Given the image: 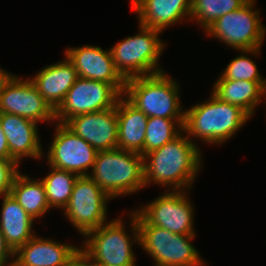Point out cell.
Here are the masks:
<instances>
[{"label":"cell","mask_w":266,"mask_h":266,"mask_svg":"<svg viewBox=\"0 0 266 266\" xmlns=\"http://www.w3.org/2000/svg\"><path fill=\"white\" fill-rule=\"evenodd\" d=\"M196 142L182 131L172 141L144 156L146 185L159 184L169 191L191 189L201 170L202 155Z\"/></svg>","instance_id":"obj_1"},{"label":"cell","mask_w":266,"mask_h":266,"mask_svg":"<svg viewBox=\"0 0 266 266\" xmlns=\"http://www.w3.org/2000/svg\"><path fill=\"white\" fill-rule=\"evenodd\" d=\"M206 102L184 110L183 132L190 139L220 145L232 138L252 118L239 106L219 100L212 93Z\"/></svg>","instance_id":"obj_2"},{"label":"cell","mask_w":266,"mask_h":266,"mask_svg":"<svg viewBox=\"0 0 266 266\" xmlns=\"http://www.w3.org/2000/svg\"><path fill=\"white\" fill-rule=\"evenodd\" d=\"M112 200L145 187L144 156L119 148L98 151L88 175Z\"/></svg>","instance_id":"obj_3"},{"label":"cell","mask_w":266,"mask_h":266,"mask_svg":"<svg viewBox=\"0 0 266 266\" xmlns=\"http://www.w3.org/2000/svg\"><path fill=\"white\" fill-rule=\"evenodd\" d=\"M180 85L166 71L126 80L123 96L148 117L184 120Z\"/></svg>","instance_id":"obj_4"},{"label":"cell","mask_w":266,"mask_h":266,"mask_svg":"<svg viewBox=\"0 0 266 266\" xmlns=\"http://www.w3.org/2000/svg\"><path fill=\"white\" fill-rule=\"evenodd\" d=\"M130 215L131 234L125 230L123 220L116 218L88 232L83 237L84 246L81 248L98 265L136 266L132 246L133 243L139 245V228L135 210L131 211Z\"/></svg>","instance_id":"obj_5"},{"label":"cell","mask_w":266,"mask_h":266,"mask_svg":"<svg viewBox=\"0 0 266 266\" xmlns=\"http://www.w3.org/2000/svg\"><path fill=\"white\" fill-rule=\"evenodd\" d=\"M160 34L159 30L139 25L138 34L122 39L109 49L114 67L125 81L164 72L158 67L166 46Z\"/></svg>","instance_id":"obj_6"},{"label":"cell","mask_w":266,"mask_h":266,"mask_svg":"<svg viewBox=\"0 0 266 266\" xmlns=\"http://www.w3.org/2000/svg\"><path fill=\"white\" fill-rule=\"evenodd\" d=\"M139 245L153 258L154 266H206L192 245L194 235L174 234L146 223L137 213Z\"/></svg>","instance_id":"obj_7"},{"label":"cell","mask_w":266,"mask_h":266,"mask_svg":"<svg viewBox=\"0 0 266 266\" xmlns=\"http://www.w3.org/2000/svg\"><path fill=\"white\" fill-rule=\"evenodd\" d=\"M255 2L249 0L240 9L219 17L205 31L206 36L216 38L236 51L262 47L266 27L261 23L260 11L254 7Z\"/></svg>","instance_id":"obj_8"},{"label":"cell","mask_w":266,"mask_h":266,"mask_svg":"<svg viewBox=\"0 0 266 266\" xmlns=\"http://www.w3.org/2000/svg\"><path fill=\"white\" fill-rule=\"evenodd\" d=\"M109 200L111 198L89 176H80L62 211L78 233L85 236L107 222Z\"/></svg>","instance_id":"obj_9"},{"label":"cell","mask_w":266,"mask_h":266,"mask_svg":"<svg viewBox=\"0 0 266 266\" xmlns=\"http://www.w3.org/2000/svg\"><path fill=\"white\" fill-rule=\"evenodd\" d=\"M186 191L164 193L135 212L148 224L159 226L171 233L194 235V208Z\"/></svg>","instance_id":"obj_10"},{"label":"cell","mask_w":266,"mask_h":266,"mask_svg":"<svg viewBox=\"0 0 266 266\" xmlns=\"http://www.w3.org/2000/svg\"><path fill=\"white\" fill-rule=\"evenodd\" d=\"M121 96L111 84L78 77L55 110V121L65 123L76 115L111 109Z\"/></svg>","instance_id":"obj_11"},{"label":"cell","mask_w":266,"mask_h":266,"mask_svg":"<svg viewBox=\"0 0 266 266\" xmlns=\"http://www.w3.org/2000/svg\"><path fill=\"white\" fill-rule=\"evenodd\" d=\"M57 123L46 155L49 166L72 172L79 177L88 176V169L92 170L98 151L64 123Z\"/></svg>","instance_id":"obj_12"},{"label":"cell","mask_w":266,"mask_h":266,"mask_svg":"<svg viewBox=\"0 0 266 266\" xmlns=\"http://www.w3.org/2000/svg\"><path fill=\"white\" fill-rule=\"evenodd\" d=\"M0 113L15 114L29 120L51 123L55 111L40 95L29 77L14 75L0 94Z\"/></svg>","instance_id":"obj_13"},{"label":"cell","mask_w":266,"mask_h":266,"mask_svg":"<svg viewBox=\"0 0 266 266\" xmlns=\"http://www.w3.org/2000/svg\"><path fill=\"white\" fill-rule=\"evenodd\" d=\"M65 56L74 65L78 77L106 82L123 95L126 81L115 69L110 50L84 45L67 48Z\"/></svg>","instance_id":"obj_14"},{"label":"cell","mask_w":266,"mask_h":266,"mask_svg":"<svg viewBox=\"0 0 266 266\" xmlns=\"http://www.w3.org/2000/svg\"><path fill=\"white\" fill-rule=\"evenodd\" d=\"M64 124L97 151L118 148L117 104L111 109L76 115Z\"/></svg>","instance_id":"obj_15"},{"label":"cell","mask_w":266,"mask_h":266,"mask_svg":"<svg viewBox=\"0 0 266 266\" xmlns=\"http://www.w3.org/2000/svg\"><path fill=\"white\" fill-rule=\"evenodd\" d=\"M0 119L10 156L18 164L24 157L34 160L43 158L36 122L10 113H0Z\"/></svg>","instance_id":"obj_16"},{"label":"cell","mask_w":266,"mask_h":266,"mask_svg":"<svg viewBox=\"0 0 266 266\" xmlns=\"http://www.w3.org/2000/svg\"><path fill=\"white\" fill-rule=\"evenodd\" d=\"M191 4L192 0H133L131 2L139 25L161 32L171 25L182 23L183 20L189 22Z\"/></svg>","instance_id":"obj_17"},{"label":"cell","mask_w":266,"mask_h":266,"mask_svg":"<svg viewBox=\"0 0 266 266\" xmlns=\"http://www.w3.org/2000/svg\"><path fill=\"white\" fill-rule=\"evenodd\" d=\"M77 78L78 74L74 65L65 56L64 60L46 65L29 79L55 111Z\"/></svg>","instance_id":"obj_18"},{"label":"cell","mask_w":266,"mask_h":266,"mask_svg":"<svg viewBox=\"0 0 266 266\" xmlns=\"http://www.w3.org/2000/svg\"><path fill=\"white\" fill-rule=\"evenodd\" d=\"M78 248L35 235L14 252L13 266H65Z\"/></svg>","instance_id":"obj_19"},{"label":"cell","mask_w":266,"mask_h":266,"mask_svg":"<svg viewBox=\"0 0 266 266\" xmlns=\"http://www.w3.org/2000/svg\"><path fill=\"white\" fill-rule=\"evenodd\" d=\"M118 148L144 156V140L148 116L123 95L117 101Z\"/></svg>","instance_id":"obj_20"},{"label":"cell","mask_w":266,"mask_h":266,"mask_svg":"<svg viewBox=\"0 0 266 266\" xmlns=\"http://www.w3.org/2000/svg\"><path fill=\"white\" fill-rule=\"evenodd\" d=\"M2 199L0 231L7 245L15 252L36 235L32 228L35 220L11 194L3 195Z\"/></svg>","instance_id":"obj_21"},{"label":"cell","mask_w":266,"mask_h":266,"mask_svg":"<svg viewBox=\"0 0 266 266\" xmlns=\"http://www.w3.org/2000/svg\"><path fill=\"white\" fill-rule=\"evenodd\" d=\"M265 82L245 80H217L212 94L219 100L239 106L250 117L264 99Z\"/></svg>","instance_id":"obj_22"},{"label":"cell","mask_w":266,"mask_h":266,"mask_svg":"<svg viewBox=\"0 0 266 266\" xmlns=\"http://www.w3.org/2000/svg\"><path fill=\"white\" fill-rule=\"evenodd\" d=\"M10 194L34 220L51 209L42 180H34L21 172L16 175Z\"/></svg>","instance_id":"obj_23"},{"label":"cell","mask_w":266,"mask_h":266,"mask_svg":"<svg viewBox=\"0 0 266 266\" xmlns=\"http://www.w3.org/2000/svg\"><path fill=\"white\" fill-rule=\"evenodd\" d=\"M50 172L41 180L45 187L50 208L64 209L73 191L78 175L50 166Z\"/></svg>","instance_id":"obj_24"},{"label":"cell","mask_w":266,"mask_h":266,"mask_svg":"<svg viewBox=\"0 0 266 266\" xmlns=\"http://www.w3.org/2000/svg\"><path fill=\"white\" fill-rule=\"evenodd\" d=\"M249 0H192L190 21L206 31L222 15L240 9Z\"/></svg>","instance_id":"obj_25"},{"label":"cell","mask_w":266,"mask_h":266,"mask_svg":"<svg viewBox=\"0 0 266 266\" xmlns=\"http://www.w3.org/2000/svg\"><path fill=\"white\" fill-rule=\"evenodd\" d=\"M184 120L148 117L144 156L172 141L183 131Z\"/></svg>","instance_id":"obj_26"},{"label":"cell","mask_w":266,"mask_h":266,"mask_svg":"<svg viewBox=\"0 0 266 266\" xmlns=\"http://www.w3.org/2000/svg\"><path fill=\"white\" fill-rule=\"evenodd\" d=\"M260 48H254L251 50H239L240 55H236L232 59L227 67L217 80H245V81H254V82H265V77L261 76L258 71L257 65L249 56L255 55L259 56L261 53ZM246 55H244V54ZM251 53V54H250ZM249 54V56H247Z\"/></svg>","instance_id":"obj_27"},{"label":"cell","mask_w":266,"mask_h":266,"mask_svg":"<svg viewBox=\"0 0 266 266\" xmlns=\"http://www.w3.org/2000/svg\"><path fill=\"white\" fill-rule=\"evenodd\" d=\"M19 166L15 160L0 158V196L10 194Z\"/></svg>","instance_id":"obj_28"},{"label":"cell","mask_w":266,"mask_h":266,"mask_svg":"<svg viewBox=\"0 0 266 266\" xmlns=\"http://www.w3.org/2000/svg\"><path fill=\"white\" fill-rule=\"evenodd\" d=\"M65 266H100L81 247L70 257Z\"/></svg>","instance_id":"obj_29"},{"label":"cell","mask_w":266,"mask_h":266,"mask_svg":"<svg viewBox=\"0 0 266 266\" xmlns=\"http://www.w3.org/2000/svg\"><path fill=\"white\" fill-rule=\"evenodd\" d=\"M12 259H14V252L7 245L4 236L0 231V266H13L14 260ZM9 260H11V262Z\"/></svg>","instance_id":"obj_30"},{"label":"cell","mask_w":266,"mask_h":266,"mask_svg":"<svg viewBox=\"0 0 266 266\" xmlns=\"http://www.w3.org/2000/svg\"><path fill=\"white\" fill-rule=\"evenodd\" d=\"M0 158L14 160L10 156L7 139L5 137V134L1 126V119H0Z\"/></svg>","instance_id":"obj_31"},{"label":"cell","mask_w":266,"mask_h":266,"mask_svg":"<svg viewBox=\"0 0 266 266\" xmlns=\"http://www.w3.org/2000/svg\"><path fill=\"white\" fill-rule=\"evenodd\" d=\"M14 75L10 72L0 68V94L3 92L6 84L11 80Z\"/></svg>","instance_id":"obj_32"},{"label":"cell","mask_w":266,"mask_h":266,"mask_svg":"<svg viewBox=\"0 0 266 266\" xmlns=\"http://www.w3.org/2000/svg\"><path fill=\"white\" fill-rule=\"evenodd\" d=\"M264 97L266 99V80H265V87H264ZM266 103V102H265Z\"/></svg>","instance_id":"obj_33"}]
</instances>
